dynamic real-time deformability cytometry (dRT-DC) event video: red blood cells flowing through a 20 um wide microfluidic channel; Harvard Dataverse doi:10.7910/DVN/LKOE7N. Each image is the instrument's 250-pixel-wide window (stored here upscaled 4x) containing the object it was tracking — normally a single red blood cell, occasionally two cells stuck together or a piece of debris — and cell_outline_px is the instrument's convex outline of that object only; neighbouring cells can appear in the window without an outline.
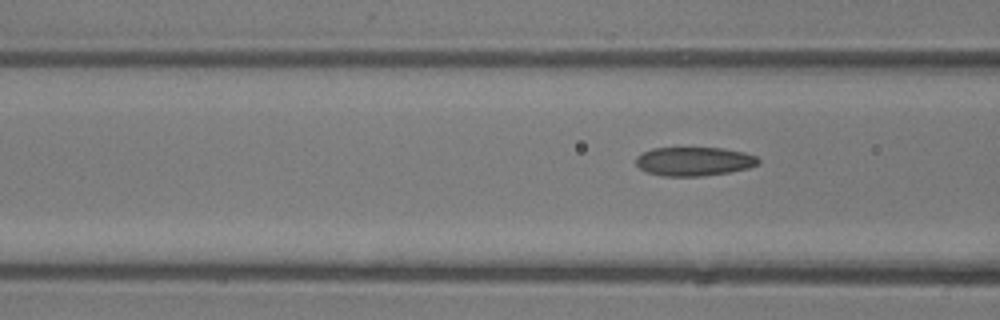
{"species": "common noctule bat (a hibernating species)", "species_latin": "Nyctalus noctula", "temperature_condition": "room temperature", "stored_images_in_passage": 5, "segment_of_instrument_passage": [2, 2], "camera_frame_rate_fps": 3000, "um_per_image_px": 0.085, "animal": {"sex": "male", "body_mass_g": 13.3}, "frame": {"image": 1, "passage_image": 5, "time_ms": 5.333, "image_size_px": [1000, 320], "cell_outline_px": [[760, 164], [748, 168], [728, 172], [700, 176], [664, 176], [648, 172], [640, 168], [636, 164], [636, 156], [652, 148], [724, 148], [744, 152], [756, 156], [760, 160]], "centroid_in_image_um": [59.01, 13.71], "position_along_channel_um": 107.6, "area_um2": 20.52}}